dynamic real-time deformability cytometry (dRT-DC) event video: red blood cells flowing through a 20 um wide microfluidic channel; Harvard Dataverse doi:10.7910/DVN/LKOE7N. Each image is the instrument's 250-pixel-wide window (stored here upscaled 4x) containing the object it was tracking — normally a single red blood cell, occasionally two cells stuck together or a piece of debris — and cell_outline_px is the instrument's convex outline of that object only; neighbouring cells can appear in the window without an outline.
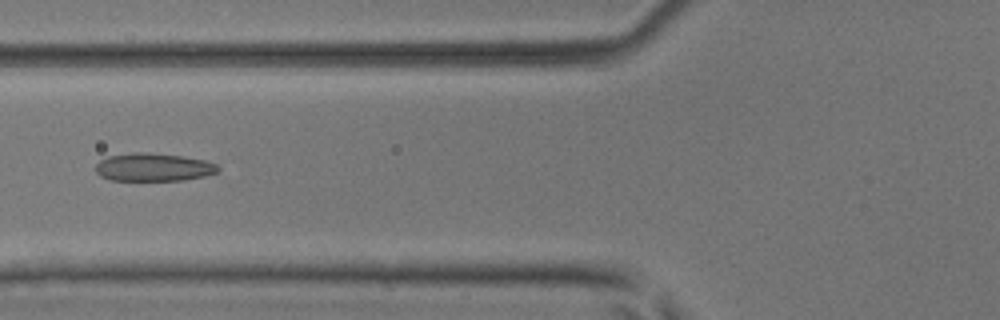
{"species": "common noctule bat (a hibernating species)", "species_latin": "Nyctalus noctula", "temperature_condition": "room temperature", "stored_images_in_passage": 44, "camera_frame_rate_fps": 3000, "um_per_image_px": 0.085, "animal": {"sex": "male", "body_mass_g": 17.9, "forearm_length_mm": 54.2}, "frame": {"image": 1, "passage_image": 14, "time_ms": 4.333, "image_size_px": [1000, 320], "cell_outline_px": [[220, 168], [216, 172], [204, 176], [184, 180], [112, 180], [100, 176], [96, 172], [96, 164], [100, 160], [108, 156], [132, 152], [144, 152], [180, 156], [204, 160], [216, 164]], "centroid_in_image_um": [13.01, 14.21], "position_along_channel_um": 112.8, "area_um2": 19.83}}
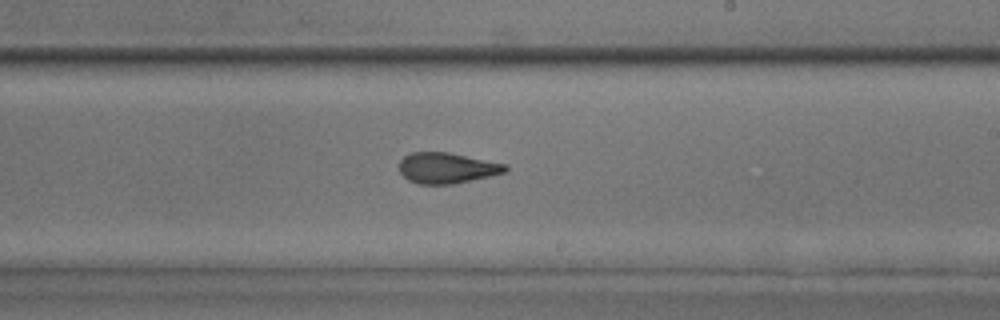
{"frame": {"image": 2, "passage_image": 24, "time_ms": 7.667, "image_size_px": [1000, 320], "cell_outline_px": [[508, 172], [492, 176], [452, 184], [416, 184], [408, 180], [400, 172], [400, 160], [404, 156], [412, 152], [448, 152], [508, 164]], "centroid_in_image_um": [38.02, 14.28], "position_along_channel_um": 251.0, "area_um2": 19.19}}
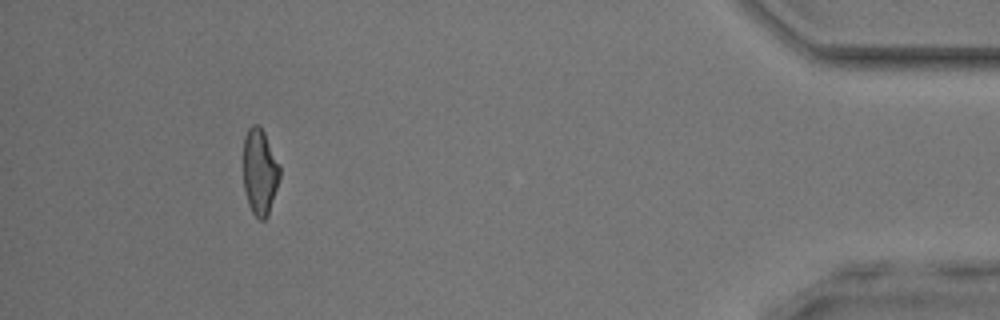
{"frame": {"image": 3, "passage_image": 40, "time_ms": 13.0, "image_size_px": [1000, 320], "cell_outline_px": [[280, 176], [268, 216], [264, 220], [260, 220], [252, 212], [248, 204], [244, 188], [244, 136], [248, 128], [252, 124], [260, 124], [264, 132], [280, 168]], "centroid_in_image_um": [22.07, 14.6], "position_along_channel_um": 413.1, "area_um2": 18.15}, "authors_computed_cell_mechanics": {"area_um2": 19.3341, "velocity_mm_per_s": 4.1675, "shape_relaxation_time_tau1_ms": 5.3516, "shape_relaxation_time_tau2_ms": 1.8143, "deformation_change_tau1": 0.1428, "deformation_change_tau2": 0.0946}}